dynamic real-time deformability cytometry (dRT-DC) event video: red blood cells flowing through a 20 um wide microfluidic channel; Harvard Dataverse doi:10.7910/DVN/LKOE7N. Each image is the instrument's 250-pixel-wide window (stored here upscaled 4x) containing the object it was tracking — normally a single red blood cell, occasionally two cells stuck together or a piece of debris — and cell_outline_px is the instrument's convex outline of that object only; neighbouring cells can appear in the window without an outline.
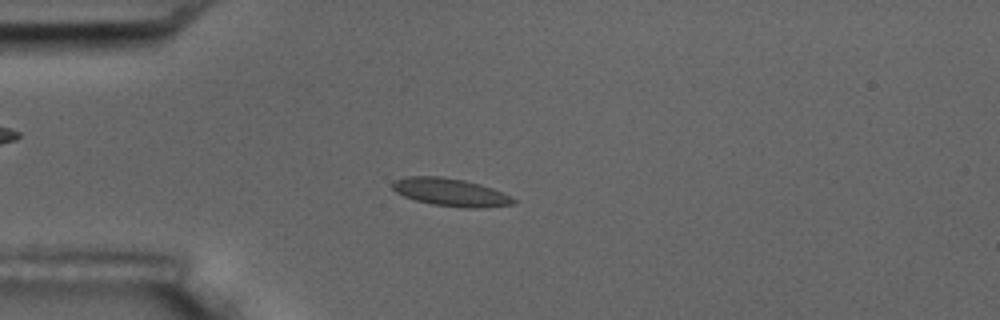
{"species": "common noctule bat (a hibernating species)", "species_latin": "Nyctalus noctula", "temperature_condition": "room temperature", "stored_images_in_passage": 7, "camera_frame_rate_fps": 3000, "um_per_image_px": 0.085, "animal": {"sex": "male", "body_mass_g": 17.5, "forearm_length_mm": 52.3}, "frame": {"image": 1, "passage_image": 3, "time_ms": 3.0, "image_size_px": [1000, 320], "cell_outline_px": [[516, 204], [476, 208], [464, 208], [432, 204], [416, 200], [404, 196], [396, 192], [392, 188], [392, 180], [404, 176], [440, 176], [464, 180], [480, 184], [492, 188], [512, 196], [516, 200]], "centroid_in_image_um": [38.28, 16.33], "position_along_channel_um": 46.7, "area_um2": 19.71}}
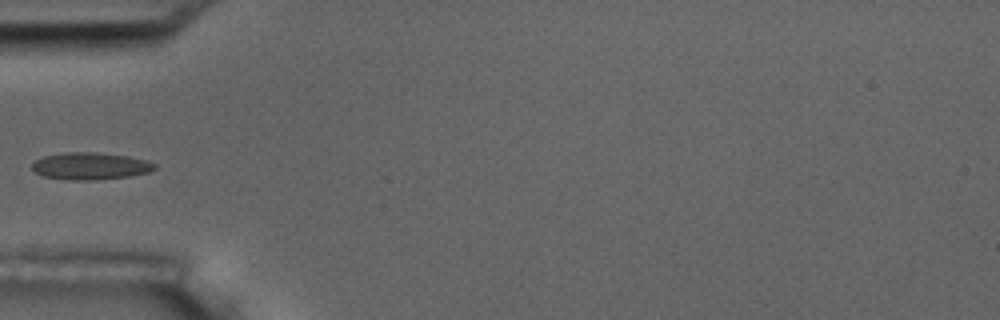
{"frame": {"image": 2, "passage_image": 4, "time_ms": 4.333, "image_size_px": [1000, 320], "cell_outline_px": [[156, 168], [148, 172], [128, 176], [96, 180], [68, 180], [44, 176], [36, 172], [32, 168], [32, 164], [36, 160], [44, 156], [64, 152], [96, 152], [128, 156], [144, 160], [156, 164]], "centroid_in_image_um": [7.67, 14.11], "position_along_channel_um": 77.3, "area_um2": 19.25}}
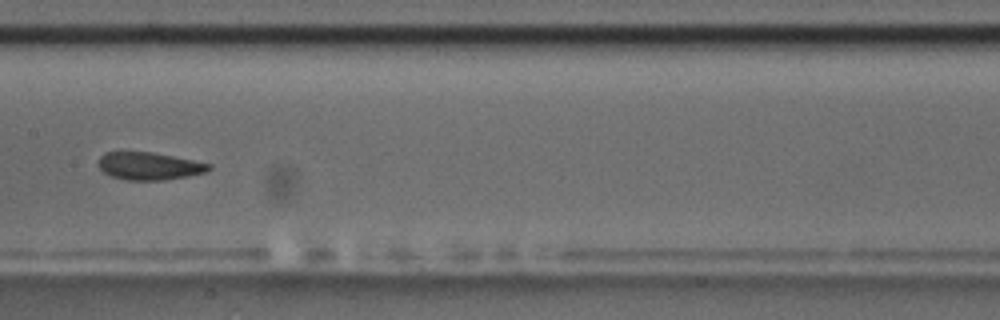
{"frame": {"image": 3, "passage_image": 7, "time_ms": 7.667, "image_size_px": [1000, 320], "cell_outline_px": [[212, 168], [204, 172], [188, 176], [164, 180], [124, 180], [112, 176], [104, 172], [96, 164], [100, 156], [104, 152], [152, 152], [212, 164]], "centroid_in_image_um": [12.65, 14.11], "position_along_channel_um": 194.8, "area_um2": 17.74}}